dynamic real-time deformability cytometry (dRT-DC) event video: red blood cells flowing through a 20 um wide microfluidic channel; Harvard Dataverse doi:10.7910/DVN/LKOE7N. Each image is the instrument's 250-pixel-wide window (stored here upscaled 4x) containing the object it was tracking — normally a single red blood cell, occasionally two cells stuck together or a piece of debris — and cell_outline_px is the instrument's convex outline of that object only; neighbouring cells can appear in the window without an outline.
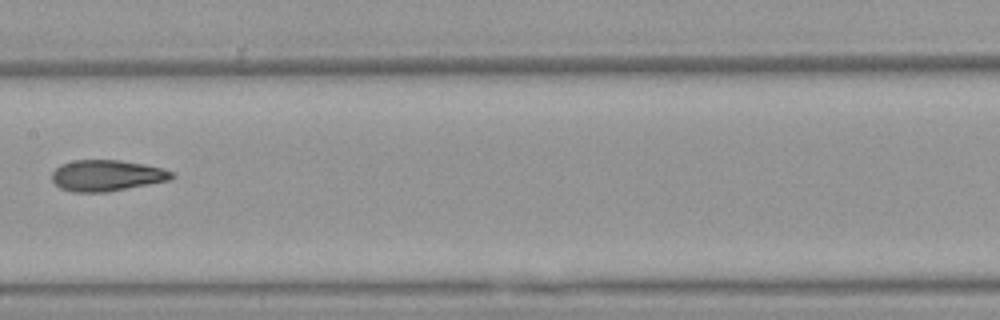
{"species": "Egyptian fruit bat (a non-hibernating species)", "species_latin": "Rousettus aegyptiacus", "temperature_condition": "warm", "stored_images_in_passage": 6, "camera_frame_rate_fps": 3000, "um_per_image_px": 0.085, "animal": {"sex": "female"}, "frame": {"image": 1, "passage_image": 6, "time_ms": 1.667, "image_size_px": [1000, 320], "cell_outline_px": [[176, 176], [168, 180], [108, 192], [72, 192], [60, 188], [52, 180], [52, 172], [60, 164], [72, 160], [120, 160], [144, 164], [164, 168], [172, 172]], "centroid_in_image_um": [9.05, 14.91], "position_along_channel_um": 198.3, "area_um2": 21.79}}